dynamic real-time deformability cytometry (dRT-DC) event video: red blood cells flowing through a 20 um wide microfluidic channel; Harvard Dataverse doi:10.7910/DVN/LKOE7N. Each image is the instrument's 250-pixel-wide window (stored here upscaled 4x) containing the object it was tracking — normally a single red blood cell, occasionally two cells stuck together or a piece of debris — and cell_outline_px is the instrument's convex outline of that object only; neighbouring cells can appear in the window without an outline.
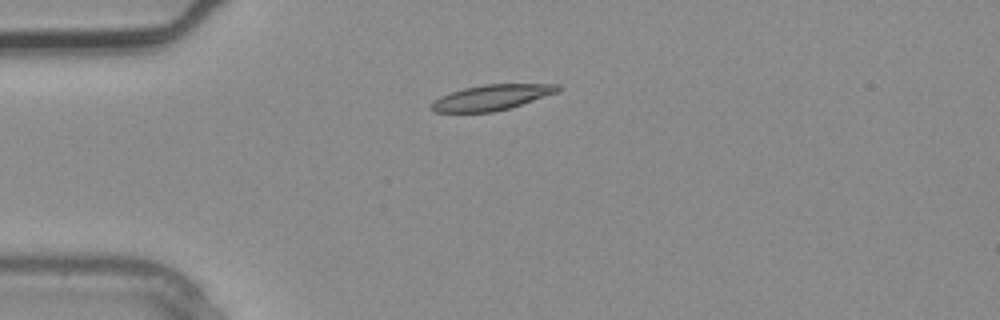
{"species": "common noctule bat (a hibernating species)", "species_latin": "Nyctalus noctula", "temperature_condition": "warm", "stored_images_in_passage": 1, "camera_frame_rate_fps": 3000, "um_per_image_px": 0.085, "animal": {"sex": "male", "body_mass_g": 20.4}, "frame": {"image": 1, "passage_image": 1, "time_ms": 0.0, "image_size_px": [1000, 320], "cell_outline_px": [[560, 88], [556, 92], [508, 108], [492, 112], [436, 112], [428, 108], [440, 96], [464, 88], [484, 84], [560, 84]], "centroid_in_image_um": [41.74, 8.28], "position_along_channel_um": 43.3, "area_um2": 18.32}}